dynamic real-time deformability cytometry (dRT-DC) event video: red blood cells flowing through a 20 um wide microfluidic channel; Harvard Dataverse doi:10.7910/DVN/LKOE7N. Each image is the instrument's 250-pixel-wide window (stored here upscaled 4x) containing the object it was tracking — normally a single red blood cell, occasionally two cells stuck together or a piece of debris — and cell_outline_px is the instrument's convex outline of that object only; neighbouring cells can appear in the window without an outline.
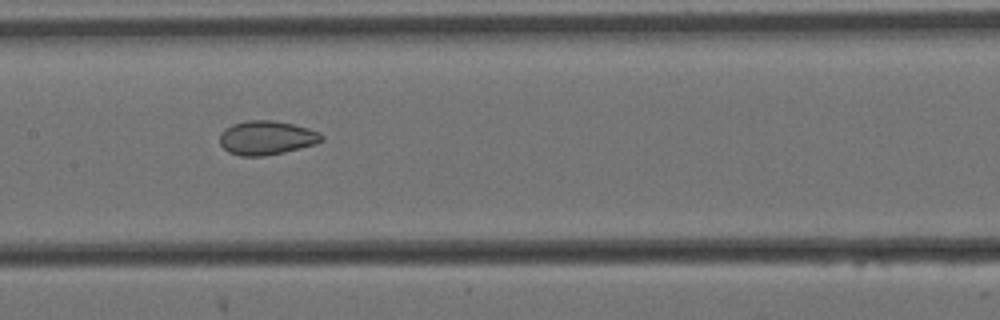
{"species": "Egyptian fruit bat (a non-hibernating species)", "species_latin": "Rousettus aegyptiacus", "temperature_condition": "cold", "stored_images_in_passage": 14, "camera_frame_rate_fps": 3000, "um_per_image_px": 0.085, "animal": {"sex": "female"}, "frame": {"image": 1, "passage_image": 7, "time_ms": 2.0, "image_size_px": [1000, 320], "cell_outline_px": [[324, 140], [316, 144], [284, 152], [264, 156], [240, 156], [228, 152], [220, 144], [220, 132], [224, 128], [232, 124], [248, 120], [272, 120], [292, 124], [308, 128], [320, 132], [324, 136]], "centroid_in_image_um": [22.66, 11.71], "position_along_channel_um": 184.7, "area_um2": 20.35}}
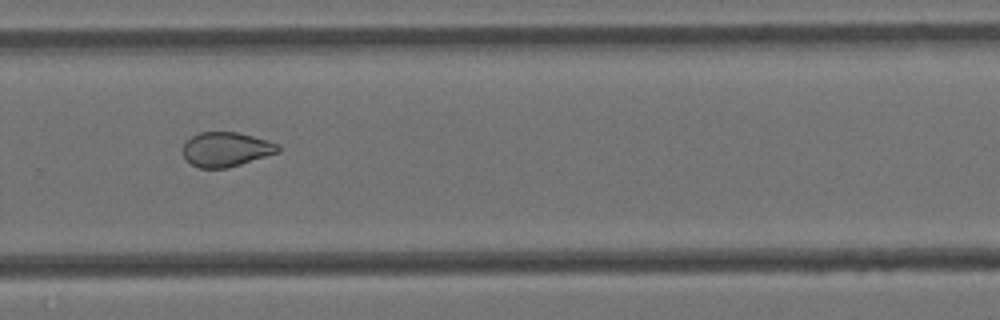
{"frame": {"image": 2, "passage_image": 10, "time_ms": 3.0, "image_size_px": [1000, 320], "cell_outline_px": [[280, 152], [228, 168], [200, 168], [184, 160], [184, 144], [192, 136], [200, 132], [236, 132], [252, 136], [280, 144]], "centroid_in_image_um": [19.23, 12.7], "position_along_channel_um": 310.6, "area_um2": 19.07}}
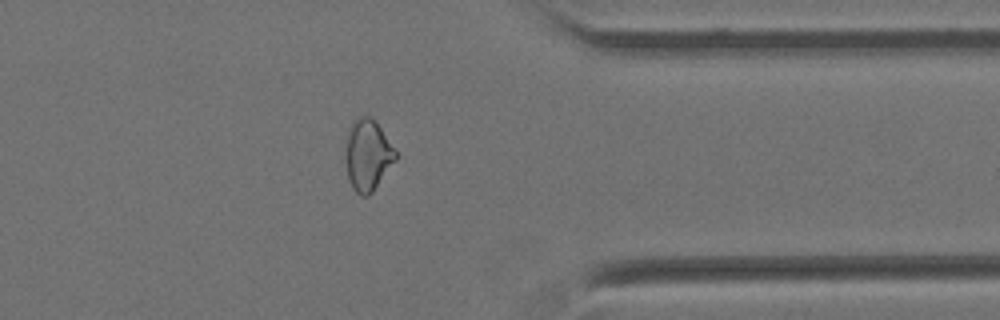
{"frame": {"image": 3, "passage_image": 12, "time_ms": 3.667, "image_size_px": [1000, 320], "cell_outline_px": [[396, 160], [372, 192], [368, 196], [360, 196], [352, 188], [348, 176], [344, 160], [344, 156], [348, 128], [352, 120], [356, 116], [368, 116], [380, 128], [396, 152]], "centroid_in_image_um": [31.2, 13.19], "position_along_channel_um": 380.2, "area_um2": 20.75}}